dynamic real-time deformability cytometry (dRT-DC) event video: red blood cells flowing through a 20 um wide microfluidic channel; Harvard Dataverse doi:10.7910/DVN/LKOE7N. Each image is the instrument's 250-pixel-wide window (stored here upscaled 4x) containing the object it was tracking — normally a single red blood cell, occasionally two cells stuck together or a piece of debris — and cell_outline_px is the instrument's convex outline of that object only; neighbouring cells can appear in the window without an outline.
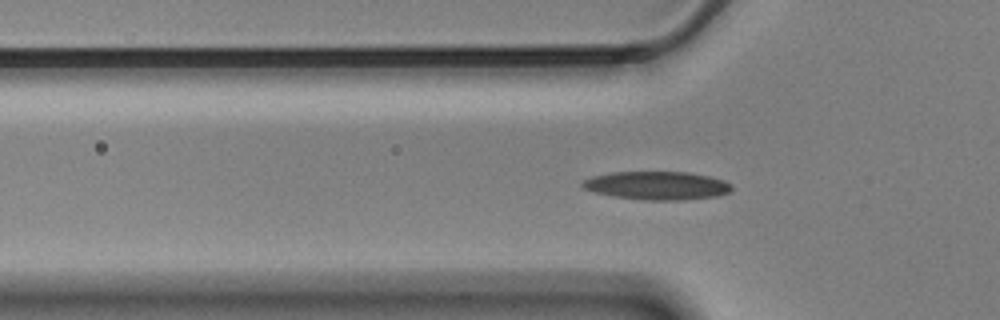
{"species": "Egyptian fruit bat (a non-hibernating species)", "species_latin": "Rousettus aegyptiacus", "temperature_condition": "cold", "stored_images_in_passage": 48, "camera_frame_rate_fps": 3000, "um_per_image_px": 0.085, "animal": {"sex": "male"}, "frame": {"image": 1, "passage_image": 8, "time_ms": 2.333, "image_size_px": [1000, 320], "cell_outline_px": [[732, 188], [728, 192], [716, 196], [684, 200], [644, 200], [616, 196], [596, 192], [584, 188], [580, 184], [584, 180], [592, 176], [612, 172], [688, 172], [708, 176], [724, 180], [732, 184]], "centroid_in_image_um": [55.86, 15.77], "position_along_channel_um": 69.9, "area_um2": 24.45}}
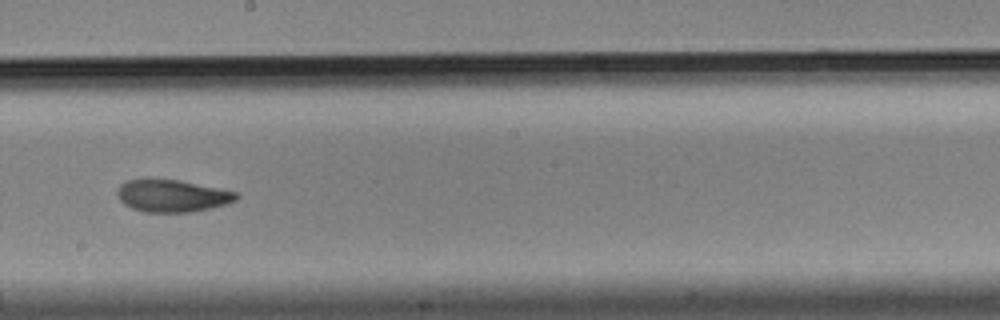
{"frame": {"image": 2, "passage_image": 22, "time_ms": 7.0, "image_size_px": [1000, 320], "cell_outline_px": [[240, 196], [236, 200], [212, 208], [192, 212], [144, 212], [132, 208], [124, 204], [120, 200], [116, 192], [120, 184], [128, 180], [180, 180], [236, 192]], "centroid_in_image_um": [14.63, 16.66], "position_along_channel_um": 233.6, "area_um2": 22.14}}
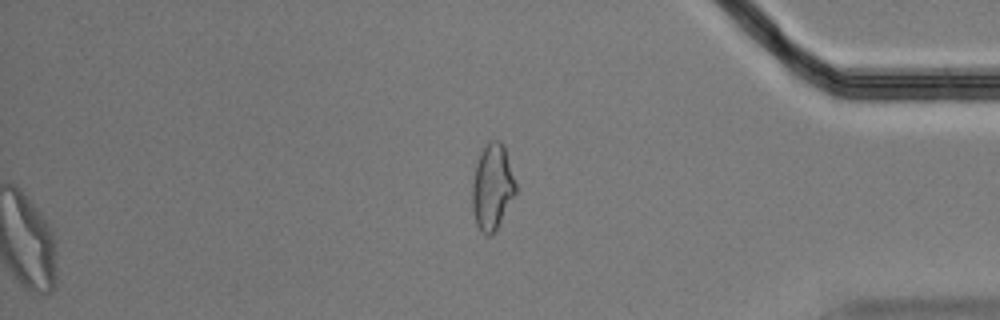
{"frame": {"image": 3, "passage_image": 48, "time_ms": 15.667, "image_size_px": [1000, 320], "cell_outline_px": [[516, 192], [496, 232], [492, 236], [488, 236], [480, 232], [476, 224], [472, 212], [472, 184], [476, 164], [480, 152], [492, 140], [500, 140], [504, 144], [516, 184]], "centroid_in_image_um": [41.84, 15.95], "position_along_channel_um": 393.4, "area_um2": 21.96}, "authors_computed_cell_mechanics": {"area_um2": 22.9177, "velocity_mm_per_s": 3.4883, "shape_relaxation_time_tau1_ms": 5.0206, "shape_relaxation_time_tau2_ms": 4.2969, "deformation_change_tau1": 0.1497, "deformation_change_tau2": 0.1049}}